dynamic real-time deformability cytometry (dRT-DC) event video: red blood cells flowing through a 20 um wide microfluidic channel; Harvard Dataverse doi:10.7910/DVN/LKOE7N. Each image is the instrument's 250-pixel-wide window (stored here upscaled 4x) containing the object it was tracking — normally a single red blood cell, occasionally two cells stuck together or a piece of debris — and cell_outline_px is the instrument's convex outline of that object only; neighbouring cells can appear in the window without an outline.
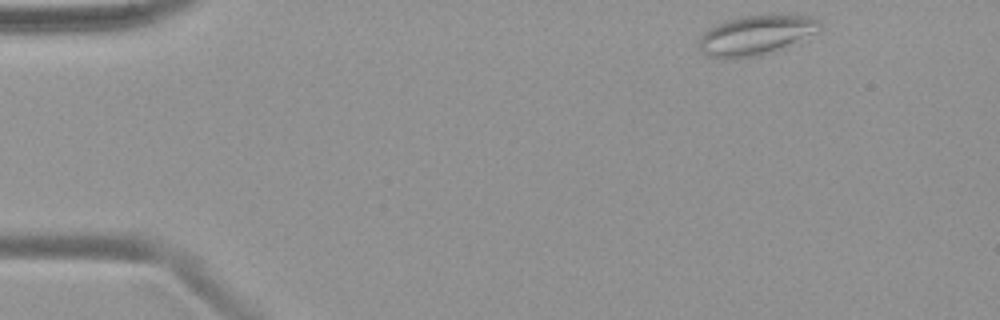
{"species": "common noctule bat (a hibernating species)", "species_latin": "Nyctalus noctula", "temperature_condition": "warm", "stored_images_in_passage": 45, "camera_frame_rate_fps": 3000, "um_per_image_px": 0.085, "animal": {"sex": "female", "body_mass_g": 19.9}, "frame": {"image": 1, "passage_image": 1, "time_ms": 0.0, "image_size_px": [1000, 320], "cell_outline_px": [[820, 24], [812, 32], [788, 48], [776, 52], [760, 56], [708, 56], [700, 48], [700, 36], [708, 28], [724, 20], [740, 16], [780, 12], [812, 16], [820, 20]], "centroid_in_image_um": [64.31, 2.91], "position_along_channel_um": 20.7, "area_um2": 28.15}}
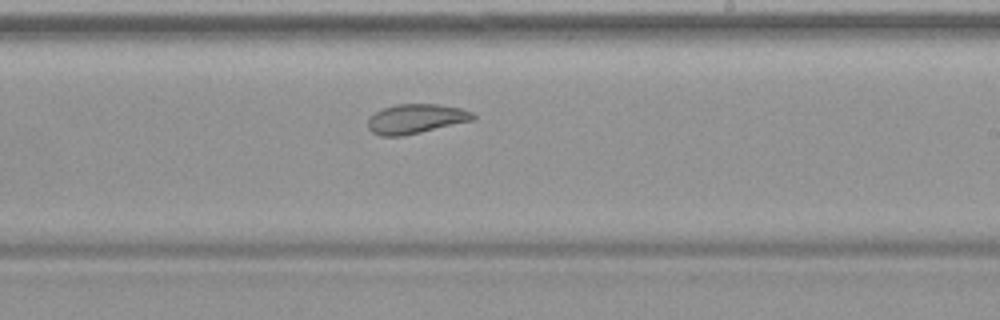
{"frame": {"image": 2, "passage_image": 25, "time_ms": 8.0, "image_size_px": [1000, 320], "cell_outline_px": [[476, 120], [420, 132], [400, 136], [380, 136], [372, 132], [368, 128], [368, 116], [380, 108], [396, 104], [436, 104], [460, 108], [472, 112], [476, 116]], "centroid_in_image_um": [35.33, 10.09], "position_along_channel_um": 253.7, "area_um2": 18.26}}
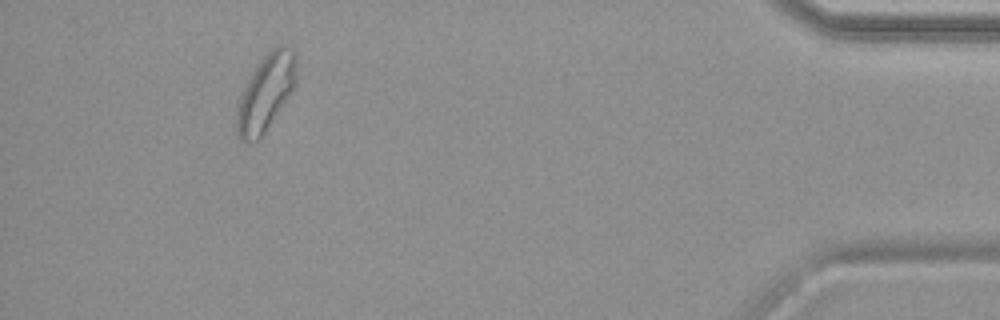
{"frame": {"image": 3, "passage_image": 41, "time_ms": 13.333, "image_size_px": [1000, 320], "cell_outline_px": [[296, 84], [260, 140], [252, 144], [244, 144], [240, 140], [236, 132], [236, 112], [240, 92], [256, 64], [272, 48], [280, 44], [288, 44], [296, 52]], "centroid_in_image_um": [22.56, 7.89], "position_along_channel_um": 412.6, "area_um2": 27.28}}